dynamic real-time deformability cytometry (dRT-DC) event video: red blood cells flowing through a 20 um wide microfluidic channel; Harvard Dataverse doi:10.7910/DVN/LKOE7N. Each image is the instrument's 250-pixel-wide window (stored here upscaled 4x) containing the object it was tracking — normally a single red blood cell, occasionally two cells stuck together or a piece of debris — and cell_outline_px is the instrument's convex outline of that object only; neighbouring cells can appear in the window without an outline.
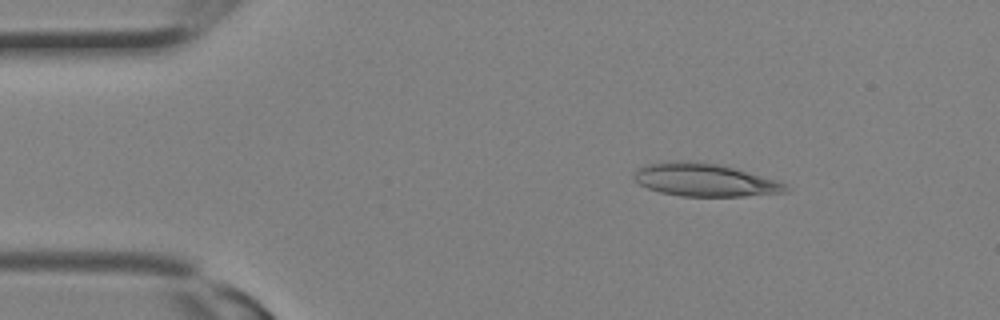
{"species": "Egyptian fruit bat (a non-hibernating species)", "species_latin": "Rousettus aegyptiacus", "temperature_condition": "room temperature", "stored_images_in_passage": 15, "camera_frame_rate_fps": 3000, "um_per_image_px": 0.085, "animal": {"sex": "female"}, "frame": {"image": 1, "passage_image": 4, "time_ms": 1.0, "image_size_px": [1000, 320], "cell_outline_px": [[792, 188], [788, 192], [744, 196], [680, 196], [660, 192], [648, 188], [640, 184], [632, 176], [640, 168], [648, 164], [660, 160], [688, 160], [724, 164], [776, 180]], "centroid_in_image_um": [59.91, 15.27], "position_along_channel_um": 25.1, "area_um2": 29.48}}
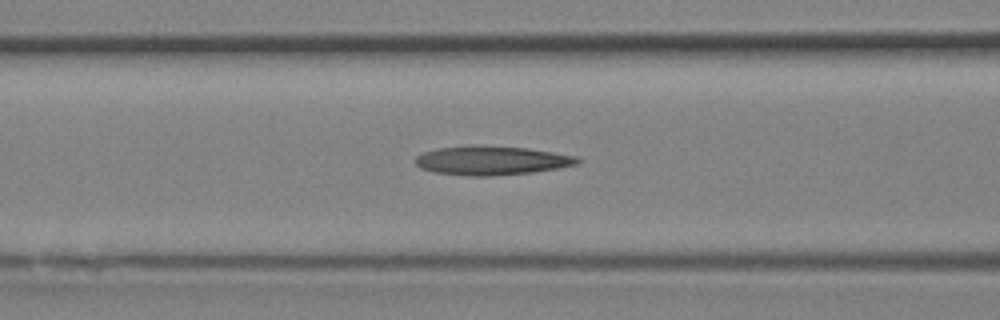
{"frame": {"image": 2, "passage_image": 11, "time_ms": 3.333, "image_size_px": [1000, 320], "cell_outline_px": [[584, 160], [576, 164], [556, 168], [532, 172], [492, 176], [468, 176], [432, 172], [420, 168], [412, 160], [416, 156], [424, 152], [440, 148], [476, 144], [528, 148], [576, 156]], "centroid_in_image_um": [41.74, 13.63], "position_along_channel_um": 124.9, "area_um2": 27.63}}
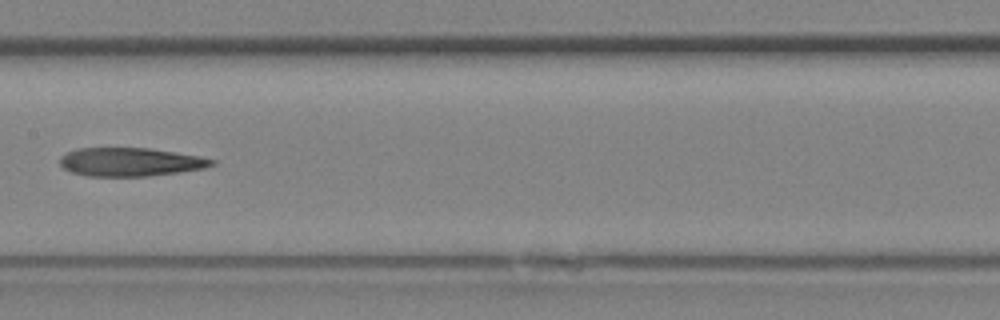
{"frame": {"image": 3, "passage_image": 14, "time_ms": 4.333, "image_size_px": [1000, 320], "cell_outline_px": [[216, 164], [204, 168], [180, 172], [148, 176], [88, 176], [72, 172], [64, 168], [60, 164], [60, 156], [76, 148], [148, 148], [200, 156], [216, 160]], "centroid_in_image_um": [11.09, 13.76], "position_along_channel_um": 196.3, "area_um2": 25.2}}